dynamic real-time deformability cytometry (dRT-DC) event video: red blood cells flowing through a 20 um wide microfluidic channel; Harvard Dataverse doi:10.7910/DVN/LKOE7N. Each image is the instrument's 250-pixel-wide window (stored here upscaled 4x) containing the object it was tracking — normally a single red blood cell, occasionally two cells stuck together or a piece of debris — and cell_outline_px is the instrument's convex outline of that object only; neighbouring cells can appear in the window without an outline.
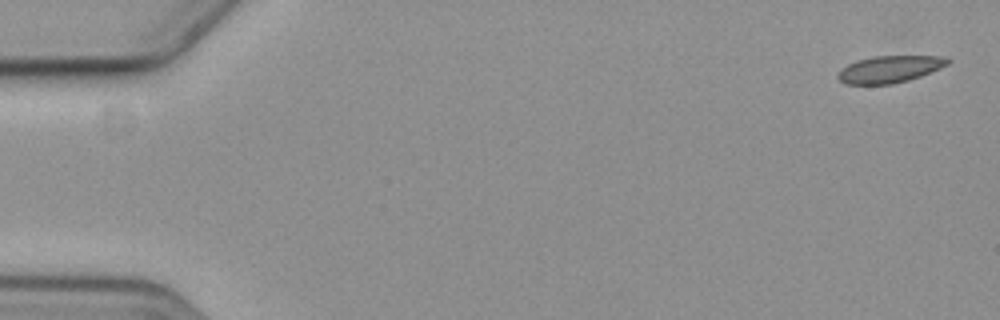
{"species": "common noctule bat (a hibernating species)", "species_latin": "Nyctalus noctula", "temperature_condition": "cold", "stored_images_in_passage": 3, "camera_frame_rate_fps": 3000, "um_per_image_px": 0.085, "animal": {"sex": "female", "body_mass_g": 19.3, "forearm_length_mm": 54.1}, "frame": {"image": 1, "passage_image": 1, "time_ms": 0.0, "image_size_px": [1000, 320], "cell_outline_px": [[952, 60], [948, 64], [940, 68], [920, 76], [908, 80], [892, 84], [844, 84], [836, 76], [840, 68], [856, 60], [872, 56], [940, 56]], "centroid_in_image_um": [75.58, 5.88], "position_along_channel_um": 9.4, "area_um2": 17.28}}